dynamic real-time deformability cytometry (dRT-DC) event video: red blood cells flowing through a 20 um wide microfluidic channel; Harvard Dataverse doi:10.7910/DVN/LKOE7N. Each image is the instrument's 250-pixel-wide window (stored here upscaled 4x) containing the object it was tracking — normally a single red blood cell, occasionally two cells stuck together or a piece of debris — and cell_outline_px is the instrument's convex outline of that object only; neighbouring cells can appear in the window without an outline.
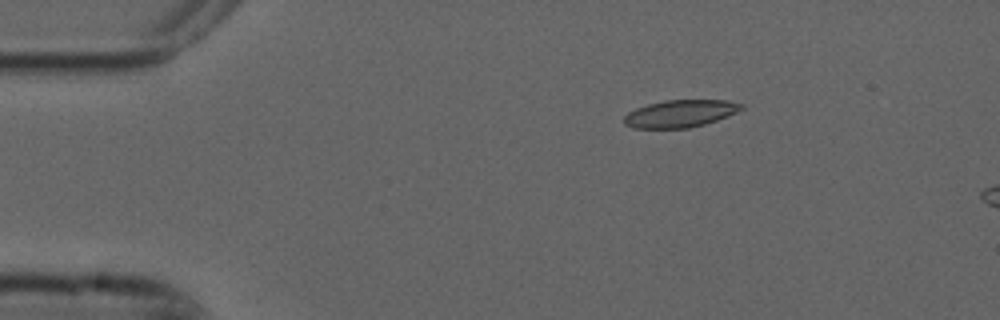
{"species": "common noctule bat (a hibernating species)", "species_latin": "Nyctalus noctula", "temperature_condition": "cold", "stored_images_in_passage": 4, "camera_frame_rate_fps": 3000, "um_per_image_px": 0.085, "animal": {"sex": "male", "forearm_length_mm": 52.5}, "frame": {"image": 1, "passage_image": 2, "time_ms": 0.333, "image_size_px": [1000, 320], "cell_outline_px": [[744, 108], [728, 116], [704, 124], [688, 128], [632, 128], [624, 124], [624, 116], [628, 112], [636, 108], [648, 104], [664, 100], [728, 100], [744, 104]], "centroid_in_image_um": [57.82, 9.65], "position_along_channel_um": 27.2, "area_um2": 18.73}}